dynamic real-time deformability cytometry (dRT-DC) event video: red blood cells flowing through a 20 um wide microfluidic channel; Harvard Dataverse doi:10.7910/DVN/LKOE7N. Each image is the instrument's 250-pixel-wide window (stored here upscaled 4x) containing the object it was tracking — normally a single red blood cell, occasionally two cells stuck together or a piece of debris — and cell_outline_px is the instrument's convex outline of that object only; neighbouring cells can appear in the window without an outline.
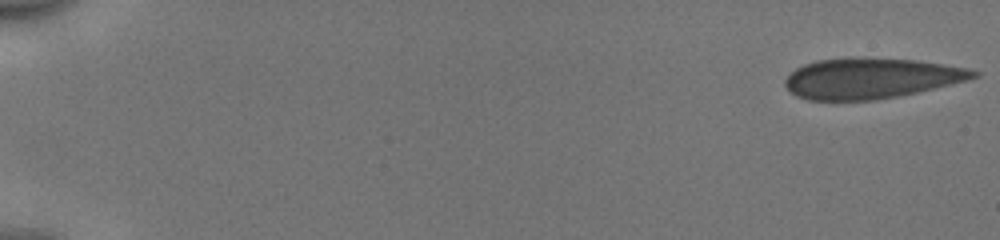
{"species": "human", "species_latin": "Homo sapiens", "temperature_condition": "cold", "stored_images_in_passage": 52, "camera_frame_rate_fps": 3000, "um_per_image_px": 0.085, "donor": {"sex": "male"}, "frame": {"image": 1, "passage_image": 1, "time_ms": 0.0, "image_size_px": [1000, 240], "cell_outline_px": [[980, 76], [916, 92], [876, 100], [808, 100], [796, 96], [784, 84], [784, 80], [796, 68], [804, 64], [816, 60], [848, 56], [852, 56], [916, 60], [968, 68], [980, 72]], "centroid_in_image_um": [73.98, 6.63], "position_along_channel_um": 11.0, "area_um2": 44.45}}
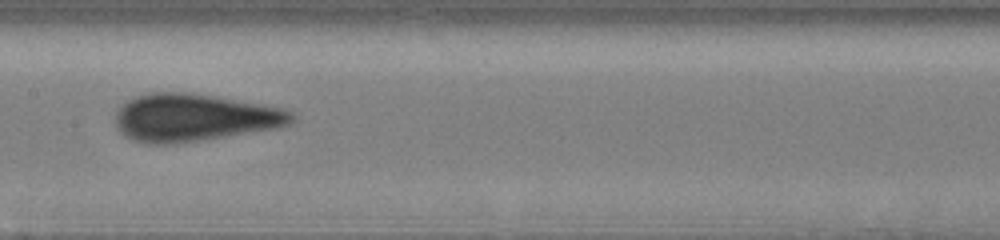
{"frame": {"image": 2, "passage_image": 28, "time_ms": 9.0, "image_size_px": [1000, 240], "cell_outline_px": [[296, 120], [292, 124], [280, 128], [200, 140], [172, 144], [148, 144], [132, 140], [124, 136], [120, 132], [116, 124], [116, 112], [120, 104], [136, 96], [148, 92], [192, 92], [216, 96], [284, 108], [292, 112], [296, 116]], "centroid_in_image_um": [16.52, 9.99], "position_along_channel_um": 190.9, "area_um2": 49.42}}
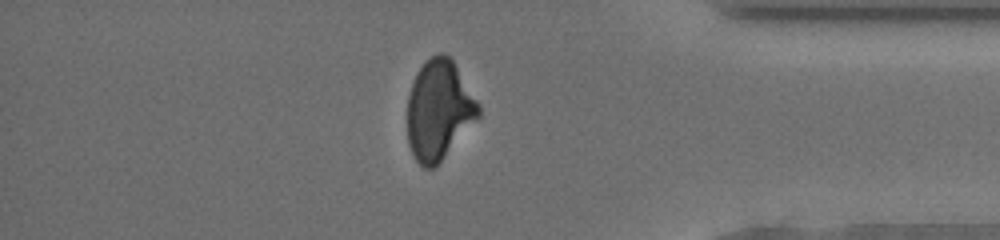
{"frame": {"image": 3, "passage_image": 45, "time_ms": 14.667, "image_size_px": [1000, 240], "cell_outline_px": [[480, 116], [440, 160], [432, 168], [424, 168], [412, 156], [408, 144], [408, 96], [416, 72], [436, 52], [444, 52], [452, 60], [480, 104]], "centroid_in_image_um": [37.3, 9.33], "position_along_channel_um": 397.9, "area_um2": 40.81}}